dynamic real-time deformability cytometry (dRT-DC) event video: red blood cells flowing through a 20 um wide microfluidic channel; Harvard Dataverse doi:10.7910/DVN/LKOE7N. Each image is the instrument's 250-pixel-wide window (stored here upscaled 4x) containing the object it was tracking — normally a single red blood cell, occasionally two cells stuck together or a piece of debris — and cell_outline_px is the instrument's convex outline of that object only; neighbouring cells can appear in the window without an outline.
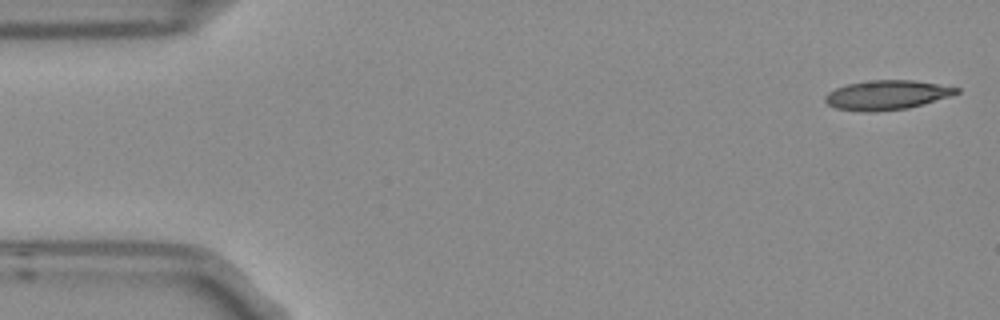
{"species": "Egyptian fruit bat (a non-hibernating species)", "species_latin": "Rousettus aegyptiacus", "temperature_condition": "room temperature", "stored_images_in_passage": 5, "camera_frame_rate_fps": 3000, "um_per_image_px": 0.085, "frame": {"image": 1, "passage_image": 1, "time_ms": 0.0, "image_size_px": [1000, 320], "cell_outline_px": [[960, 92], [948, 96], [908, 108], [876, 112], [864, 112], [836, 108], [828, 104], [824, 100], [824, 96], [828, 92], [836, 88], [848, 84], [872, 80], [912, 80], [960, 88]], "centroid_in_image_um": [75.33, 8.08], "position_along_channel_um": 9.7, "area_um2": 22.25}}
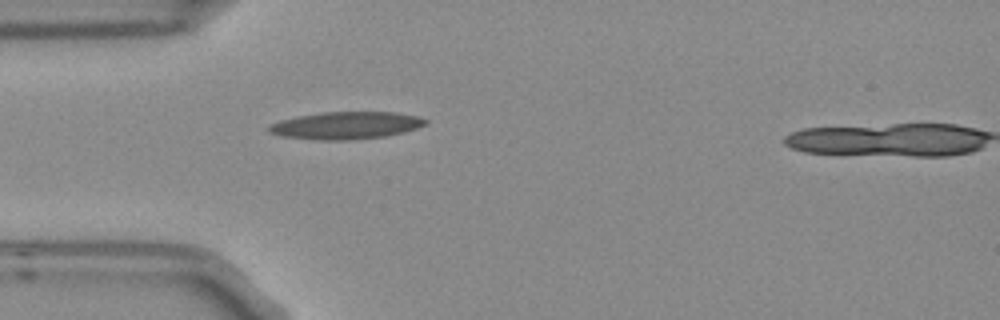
{"frame": {"image": 2, "passage_image": 4, "time_ms": 1.0, "image_size_px": [1000, 320], "cell_outline_px": [[428, 120], [424, 124], [416, 128], [404, 132], [384, 136], [352, 140], [320, 140], [284, 136], [268, 132], [268, 128], [272, 124], [280, 120], [296, 116], [324, 112], [396, 112], [416, 116]], "centroid_in_image_um": [29.4, 10.66], "position_along_channel_um": 55.6, "area_um2": 24.74}}